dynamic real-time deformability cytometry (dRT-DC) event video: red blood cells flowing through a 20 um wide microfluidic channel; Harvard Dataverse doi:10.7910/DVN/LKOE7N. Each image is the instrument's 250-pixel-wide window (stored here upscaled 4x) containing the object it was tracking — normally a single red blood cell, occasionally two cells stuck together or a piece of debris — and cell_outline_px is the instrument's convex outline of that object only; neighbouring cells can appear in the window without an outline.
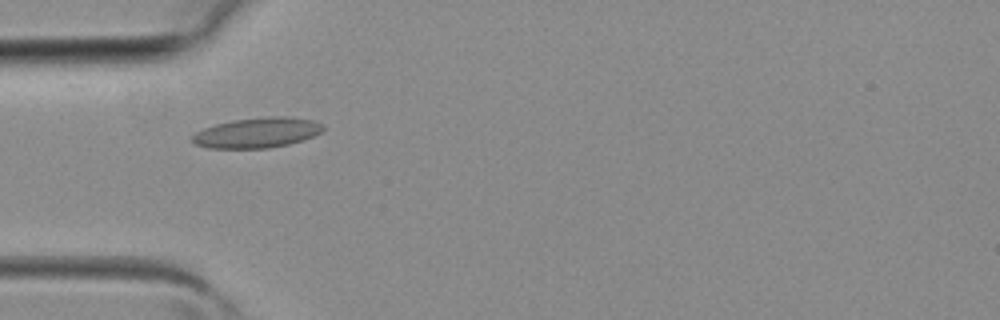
{"species": "common noctule bat (a hibernating species)", "species_latin": "Nyctalus noctula", "temperature_condition": "room temperature", "stored_images_in_passage": 4, "camera_frame_rate_fps": 3000, "um_per_image_px": 0.085, "animal": {"sex": "female", "body_mass_g": 19.3, "forearm_length_mm": 54.1}, "frame": {"image": 1, "passage_image": 3, "time_ms": 0.667, "image_size_px": [1000, 320], "cell_outline_px": [[324, 128], [320, 132], [304, 140], [288, 144], [268, 148], [208, 148], [196, 144], [192, 140], [192, 136], [196, 132], [204, 128], [216, 124], [232, 120], [268, 116], [288, 116], [312, 120], [324, 124]], "centroid_in_image_um": [21.87, 11.27], "position_along_channel_um": 63.1, "area_um2": 23.0}}
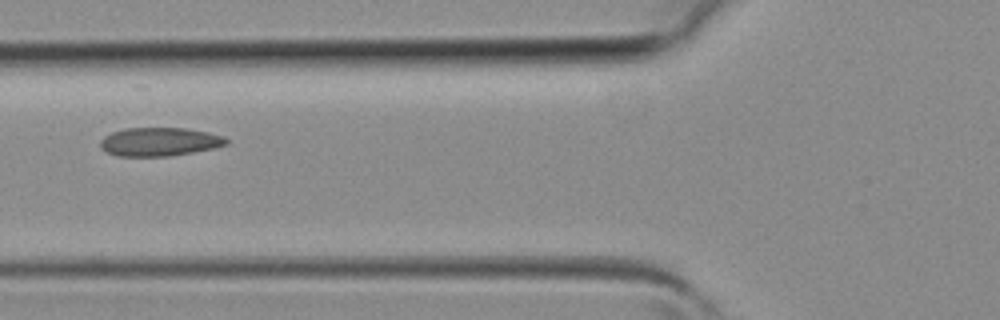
{"frame": {"image": 2, "passage_image": 4, "time_ms": 1.0, "image_size_px": [1000, 320], "cell_outline_px": [[228, 144], [212, 148], [192, 152], [168, 156], [116, 156], [100, 148], [100, 140], [104, 136], [112, 132], [124, 128], [184, 128], [208, 132], [224, 136], [228, 140]], "centroid_in_image_um": [13.53, 12.04], "position_along_channel_um": 112.3, "area_um2": 20.92}}